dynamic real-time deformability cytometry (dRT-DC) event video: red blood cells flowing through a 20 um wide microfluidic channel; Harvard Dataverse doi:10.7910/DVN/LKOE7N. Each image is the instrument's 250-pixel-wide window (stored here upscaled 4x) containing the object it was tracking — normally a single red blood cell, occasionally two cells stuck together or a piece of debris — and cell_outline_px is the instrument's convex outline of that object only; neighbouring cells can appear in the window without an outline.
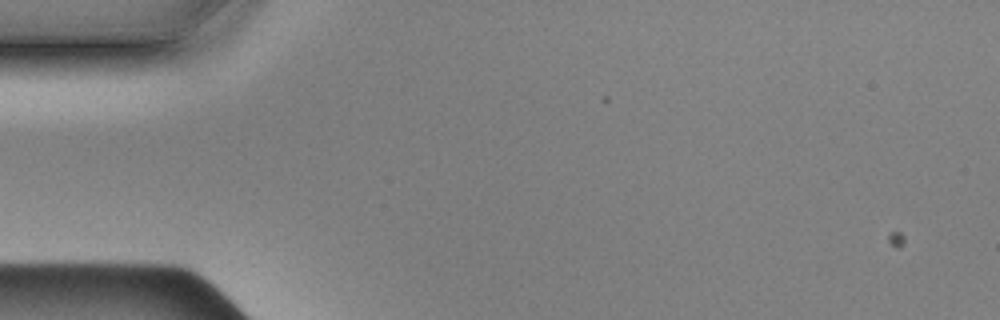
{"species": "Egyptian fruit bat (a non-hibernating species)", "species_latin": "Rousettus aegyptiacus", "temperature_condition": "cold", "stored_images_in_passage": 2, "camera_frame_rate_fps": 3000, "um_per_image_px": 0.085, "animal": {"sex": "male"}, "frame": {"image": 1, "passage_image": 1, "time_ms": 0.0, "image_size_px": [1000, 320], "cell_outline_px": [[312, 44], [260, 88], [228, 108], [216, 108], [224, 100], [296, 36], [312, 36]], "centroid_in_image_um": [22.85, 5.95], "position_along_channel_um": 62.1, "area_um2": 11.27}}